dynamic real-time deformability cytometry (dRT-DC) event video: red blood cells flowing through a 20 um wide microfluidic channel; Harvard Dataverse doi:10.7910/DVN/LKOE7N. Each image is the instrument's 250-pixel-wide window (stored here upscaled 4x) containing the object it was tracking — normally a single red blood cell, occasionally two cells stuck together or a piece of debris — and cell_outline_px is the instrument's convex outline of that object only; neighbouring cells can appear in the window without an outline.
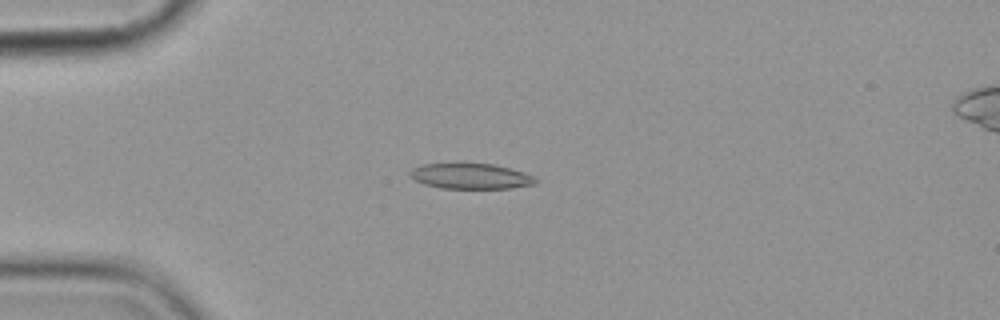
{"species": "common noctule bat (a hibernating species)", "species_latin": "Nyctalus noctula", "temperature_condition": "cold", "stored_images_in_passage": 6, "camera_frame_rate_fps": 3000, "um_per_image_px": 0.085, "animal": {"sex": "female", "body_mass_g": 19.9}, "frame": {"image": 1, "passage_image": 5, "time_ms": 4.667, "image_size_px": [1000, 320], "cell_outline_px": [[536, 184], [508, 188], [440, 188], [424, 184], [408, 176], [408, 172], [412, 168], [424, 164], [460, 160], [492, 164], [524, 172], [532, 176], [536, 180]], "centroid_in_image_um": [39.91, 14.92], "position_along_channel_um": 45.1, "area_um2": 19.36}}